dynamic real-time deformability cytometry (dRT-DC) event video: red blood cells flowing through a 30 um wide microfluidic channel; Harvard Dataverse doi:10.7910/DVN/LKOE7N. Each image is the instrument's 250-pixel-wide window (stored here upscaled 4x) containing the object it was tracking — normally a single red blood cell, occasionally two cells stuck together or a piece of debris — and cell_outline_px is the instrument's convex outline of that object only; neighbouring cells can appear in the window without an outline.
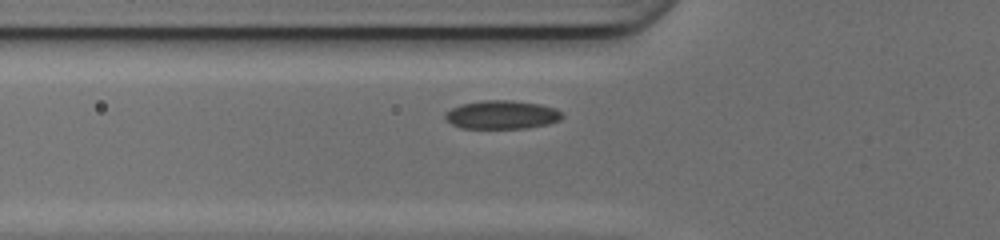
{"species": "common noctule bat (a hibernating species)", "species_latin": "Nyctalus noctula", "temperature_condition": "cold", "stored_images_in_passage": 37, "camera_frame_rate_fps": 3000, "um_per_image_px": 0.085, "animal": {"sex": "female", "body_mass_g": 17.0, "forearm_length_mm": 48.0}, "frame": {"image": 1, "passage_image": 5, "time_ms": 1.333, "image_size_px": [1000, 240], "cell_outline_px": [[564, 116], [560, 120], [548, 124], [528, 128], [460, 128], [444, 120], [444, 112], [460, 104], [480, 100], [512, 100], [540, 104], [556, 108]], "centroid_in_image_um": [42.63, 9.75], "position_along_channel_um": 83.2, "area_um2": 19.71}}
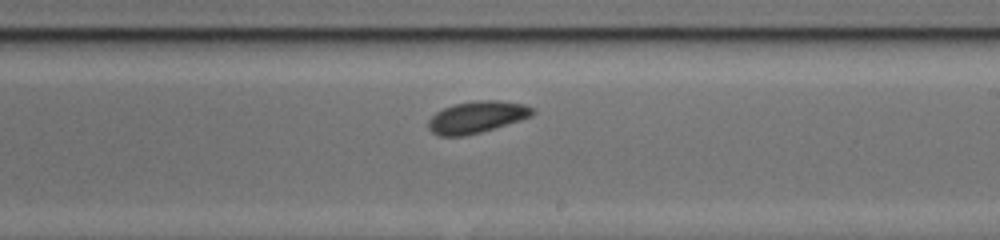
{"frame": {"image": 2, "passage_image": 17, "time_ms": 5.333, "image_size_px": [1000, 240], "cell_outline_px": [[536, 112], [532, 116], [520, 120], [480, 132], [464, 136], [436, 136], [428, 128], [428, 120], [436, 112], [444, 108], [456, 104], [480, 100], [500, 100], [524, 104], [532, 108]], "centroid_in_image_um": [40.52, 9.96], "position_along_channel_um": 248.5, "area_um2": 19.19}}
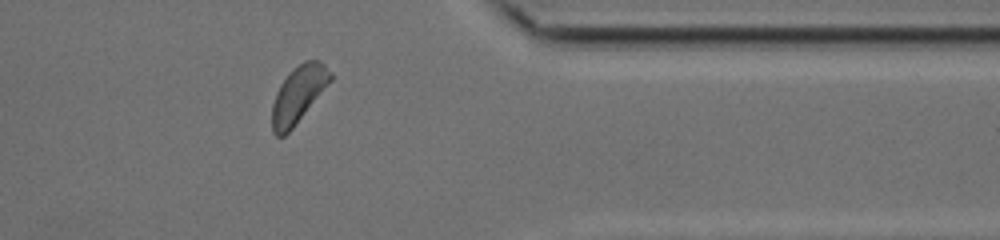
{"frame": {"image": 3, "passage_image": 28, "time_ms": 9.0, "image_size_px": [1000, 240], "cell_outline_px": [[332, 80], [292, 128], [284, 136], [276, 136], [272, 132], [272, 104], [276, 92], [280, 84], [292, 68], [304, 60], [320, 60], [332, 72]], "centroid_in_image_um": [25.35, 8.0], "position_along_channel_um": 386.0, "area_um2": 19.25}, "authors_computed_cell_mechanics": {"area_um2": 19.1318, "velocity_mm_per_s": 4.1368, "shape_relaxation_time_tau1_ms": 0.8692, "shape_relaxation_time_tau2_ms": null, "deformation_change_tau1": 0.0455, "deformation_change_tau2": null}}